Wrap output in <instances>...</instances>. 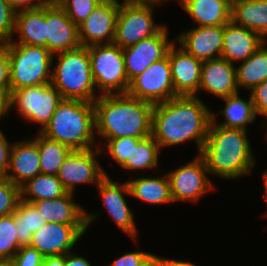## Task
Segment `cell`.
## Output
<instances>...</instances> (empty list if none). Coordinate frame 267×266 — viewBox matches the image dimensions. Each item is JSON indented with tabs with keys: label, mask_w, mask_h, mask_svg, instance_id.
Listing matches in <instances>:
<instances>
[{
	"label": "cell",
	"mask_w": 267,
	"mask_h": 266,
	"mask_svg": "<svg viewBox=\"0 0 267 266\" xmlns=\"http://www.w3.org/2000/svg\"><path fill=\"white\" fill-rule=\"evenodd\" d=\"M212 112L197 96H177L154 105L152 137L162 147L194 140L200 154Z\"/></svg>",
	"instance_id": "6da1fadb"
},
{
	"label": "cell",
	"mask_w": 267,
	"mask_h": 266,
	"mask_svg": "<svg viewBox=\"0 0 267 266\" xmlns=\"http://www.w3.org/2000/svg\"><path fill=\"white\" fill-rule=\"evenodd\" d=\"M95 128L104 139L145 138L152 133L154 104L128 93L100 94L93 102Z\"/></svg>",
	"instance_id": "7a4b0ae2"
},
{
	"label": "cell",
	"mask_w": 267,
	"mask_h": 266,
	"mask_svg": "<svg viewBox=\"0 0 267 266\" xmlns=\"http://www.w3.org/2000/svg\"><path fill=\"white\" fill-rule=\"evenodd\" d=\"M247 131L224 128L211 121L200 156L209 174L234 179L248 175L255 165Z\"/></svg>",
	"instance_id": "3957f363"
},
{
	"label": "cell",
	"mask_w": 267,
	"mask_h": 266,
	"mask_svg": "<svg viewBox=\"0 0 267 266\" xmlns=\"http://www.w3.org/2000/svg\"><path fill=\"white\" fill-rule=\"evenodd\" d=\"M94 131L93 103L77 99H63L49 123L43 130H40V133L68 146L71 150H87L96 143Z\"/></svg>",
	"instance_id": "277c9868"
},
{
	"label": "cell",
	"mask_w": 267,
	"mask_h": 266,
	"mask_svg": "<svg viewBox=\"0 0 267 266\" xmlns=\"http://www.w3.org/2000/svg\"><path fill=\"white\" fill-rule=\"evenodd\" d=\"M54 55L58 56V62L52 70L51 84L62 98L93 103L99 96L94 92L95 84L87 47L80 46Z\"/></svg>",
	"instance_id": "5b68a950"
},
{
	"label": "cell",
	"mask_w": 267,
	"mask_h": 266,
	"mask_svg": "<svg viewBox=\"0 0 267 266\" xmlns=\"http://www.w3.org/2000/svg\"><path fill=\"white\" fill-rule=\"evenodd\" d=\"M10 63V92L23 87L51 83L55 57L46 47L3 42Z\"/></svg>",
	"instance_id": "8992f818"
},
{
	"label": "cell",
	"mask_w": 267,
	"mask_h": 266,
	"mask_svg": "<svg viewBox=\"0 0 267 266\" xmlns=\"http://www.w3.org/2000/svg\"><path fill=\"white\" fill-rule=\"evenodd\" d=\"M95 87L102 95L127 93L129 81L123 49L114 43L87 46Z\"/></svg>",
	"instance_id": "52a82bcc"
},
{
	"label": "cell",
	"mask_w": 267,
	"mask_h": 266,
	"mask_svg": "<svg viewBox=\"0 0 267 266\" xmlns=\"http://www.w3.org/2000/svg\"><path fill=\"white\" fill-rule=\"evenodd\" d=\"M62 100L60 92L51 83L23 87L10 92V108L16 106L17 111L26 120L40 123L41 130L49 123Z\"/></svg>",
	"instance_id": "ba28073f"
},
{
	"label": "cell",
	"mask_w": 267,
	"mask_h": 266,
	"mask_svg": "<svg viewBox=\"0 0 267 266\" xmlns=\"http://www.w3.org/2000/svg\"><path fill=\"white\" fill-rule=\"evenodd\" d=\"M154 6L156 5L122 2L113 43L124 49L155 35L164 25L154 23Z\"/></svg>",
	"instance_id": "9c48e42d"
},
{
	"label": "cell",
	"mask_w": 267,
	"mask_h": 266,
	"mask_svg": "<svg viewBox=\"0 0 267 266\" xmlns=\"http://www.w3.org/2000/svg\"><path fill=\"white\" fill-rule=\"evenodd\" d=\"M127 93L154 105L176 97L168 55L135 77L130 82Z\"/></svg>",
	"instance_id": "30bf717a"
},
{
	"label": "cell",
	"mask_w": 267,
	"mask_h": 266,
	"mask_svg": "<svg viewBox=\"0 0 267 266\" xmlns=\"http://www.w3.org/2000/svg\"><path fill=\"white\" fill-rule=\"evenodd\" d=\"M103 149L72 150L57 174L67 192L74 193L76 184L99 182L108 175L96 160Z\"/></svg>",
	"instance_id": "8fae6325"
},
{
	"label": "cell",
	"mask_w": 267,
	"mask_h": 266,
	"mask_svg": "<svg viewBox=\"0 0 267 266\" xmlns=\"http://www.w3.org/2000/svg\"><path fill=\"white\" fill-rule=\"evenodd\" d=\"M207 173L209 171L200 155L180 168L168 172L173 202L188 200L196 202L204 193L210 191L213 183Z\"/></svg>",
	"instance_id": "7c38bea8"
},
{
	"label": "cell",
	"mask_w": 267,
	"mask_h": 266,
	"mask_svg": "<svg viewBox=\"0 0 267 266\" xmlns=\"http://www.w3.org/2000/svg\"><path fill=\"white\" fill-rule=\"evenodd\" d=\"M119 0H103L80 25L81 46L113 43L119 13Z\"/></svg>",
	"instance_id": "4fadbf2b"
},
{
	"label": "cell",
	"mask_w": 267,
	"mask_h": 266,
	"mask_svg": "<svg viewBox=\"0 0 267 266\" xmlns=\"http://www.w3.org/2000/svg\"><path fill=\"white\" fill-rule=\"evenodd\" d=\"M168 31L163 26L155 35L123 49L125 69L129 83L151 64L167 56L173 41H168Z\"/></svg>",
	"instance_id": "5bb4252c"
},
{
	"label": "cell",
	"mask_w": 267,
	"mask_h": 266,
	"mask_svg": "<svg viewBox=\"0 0 267 266\" xmlns=\"http://www.w3.org/2000/svg\"><path fill=\"white\" fill-rule=\"evenodd\" d=\"M87 225L46 223L33 233L29 246L34 247L44 257L65 255L80 240Z\"/></svg>",
	"instance_id": "9a60e30c"
},
{
	"label": "cell",
	"mask_w": 267,
	"mask_h": 266,
	"mask_svg": "<svg viewBox=\"0 0 267 266\" xmlns=\"http://www.w3.org/2000/svg\"><path fill=\"white\" fill-rule=\"evenodd\" d=\"M46 48L54 55L81 46L78 26L52 0L46 4Z\"/></svg>",
	"instance_id": "2e32d148"
},
{
	"label": "cell",
	"mask_w": 267,
	"mask_h": 266,
	"mask_svg": "<svg viewBox=\"0 0 267 266\" xmlns=\"http://www.w3.org/2000/svg\"><path fill=\"white\" fill-rule=\"evenodd\" d=\"M175 43L167 55L173 80L175 96H196L203 62L187 53L182 47L175 49ZM196 94V95H195Z\"/></svg>",
	"instance_id": "e0dca14e"
},
{
	"label": "cell",
	"mask_w": 267,
	"mask_h": 266,
	"mask_svg": "<svg viewBox=\"0 0 267 266\" xmlns=\"http://www.w3.org/2000/svg\"><path fill=\"white\" fill-rule=\"evenodd\" d=\"M103 204L105 205L111 218L115 221L117 226L125 233L130 235L134 240L137 235V229L134 221L133 212L129 209L123 194H129V187L127 181L125 183L113 182L108 175H106L97 184Z\"/></svg>",
	"instance_id": "ac0fdd59"
},
{
	"label": "cell",
	"mask_w": 267,
	"mask_h": 266,
	"mask_svg": "<svg viewBox=\"0 0 267 266\" xmlns=\"http://www.w3.org/2000/svg\"><path fill=\"white\" fill-rule=\"evenodd\" d=\"M180 47L196 59L203 61L221 57L224 41V25L198 26L181 33Z\"/></svg>",
	"instance_id": "d6986e66"
},
{
	"label": "cell",
	"mask_w": 267,
	"mask_h": 266,
	"mask_svg": "<svg viewBox=\"0 0 267 266\" xmlns=\"http://www.w3.org/2000/svg\"><path fill=\"white\" fill-rule=\"evenodd\" d=\"M73 197L74 193L67 192L62 197L52 200H38L31 202V204L47 223L87 225L88 228L97 214H87L80 205L73 201Z\"/></svg>",
	"instance_id": "ffe728a7"
},
{
	"label": "cell",
	"mask_w": 267,
	"mask_h": 266,
	"mask_svg": "<svg viewBox=\"0 0 267 266\" xmlns=\"http://www.w3.org/2000/svg\"><path fill=\"white\" fill-rule=\"evenodd\" d=\"M225 98L239 93L236 67L222 57L203 61L199 89Z\"/></svg>",
	"instance_id": "44dd1931"
},
{
	"label": "cell",
	"mask_w": 267,
	"mask_h": 266,
	"mask_svg": "<svg viewBox=\"0 0 267 266\" xmlns=\"http://www.w3.org/2000/svg\"><path fill=\"white\" fill-rule=\"evenodd\" d=\"M267 40L258 33L235 24L232 20L224 25V41L221 57L234 64L248 59Z\"/></svg>",
	"instance_id": "7402d4cb"
},
{
	"label": "cell",
	"mask_w": 267,
	"mask_h": 266,
	"mask_svg": "<svg viewBox=\"0 0 267 266\" xmlns=\"http://www.w3.org/2000/svg\"><path fill=\"white\" fill-rule=\"evenodd\" d=\"M8 171L4 177L19 187L41 173L37 138L13 143Z\"/></svg>",
	"instance_id": "603a6c76"
},
{
	"label": "cell",
	"mask_w": 267,
	"mask_h": 266,
	"mask_svg": "<svg viewBox=\"0 0 267 266\" xmlns=\"http://www.w3.org/2000/svg\"><path fill=\"white\" fill-rule=\"evenodd\" d=\"M179 3L199 26L225 25L231 21L228 0H180Z\"/></svg>",
	"instance_id": "cb8c5ba5"
},
{
	"label": "cell",
	"mask_w": 267,
	"mask_h": 266,
	"mask_svg": "<svg viewBox=\"0 0 267 266\" xmlns=\"http://www.w3.org/2000/svg\"><path fill=\"white\" fill-rule=\"evenodd\" d=\"M46 4L29 10L16 12L14 32L19 33L15 44L46 47ZM14 41V42H13Z\"/></svg>",
	"instance_id": "d4e9b609"
},
{
	"label": "cell",
	"mask_w": 267,
	"mask_h": 266,
	"mask_svg": "<svg viewBox=\"0 0 267 266\" xmlns=\"http://www.w3.org/2000/svg\"><path fill=\"white\" fill-rule=\"evenodd\" d=\"M231 20L267 37V0H237L232 3Z\"/></svg>",
	"instance_id": "484cf974"
},
{
	"label": "cell",
	"mask_w": 267,
	"mask_h": 266,
	"mask_svg": "<svg viewBox=\"0 0 267 266\" xmlns=\"http://www.w3.org/2000/svg\"><path fill=\"white\" fill-rule=\"evenodd\" d=\"M239 96V93H237L222 98L226 102L224 110L212 113V121L215 125H219L224 128L243 129L247 131V123L253 122L257 115L251 95L248 101H245ZM220 113L224 116L225 121L218 124L216 123V115Z\"/></svg>",
	"instance_id": "4316f807"
},
{
	"label": "cell",
	"mask_w": 267,
	"mask_h": 266,
	"mask_svg": "<svg viewBox=\"0 0 267 266\" xmlns=\"http://www.w3.org/2000/svg\"><path fill=\"white\" fill-rule=\"evenodd\" d=\"M130 195L151 204L173 203L170 182L164 177H138L127 182Z\"/></svg>",
	"instance_id": "83f0119b"
},
{
	"label": "cell",
	"mask_w": 267,
	"mask_h": 266,
	"mask_svg": "<svg viewBox=\"0 0 267 266\" xmlns=\"http://www.w3.org/2000/svg\"><path fill=\"white\" fill-rule=\"evenodd\" d=\"M66 193L57 175L40 173L20 186L21 200L28 203L56 199Z\"/></svg>",
	"instance_id": "f1b7e54d"
},
{
	"label": "cell",
	"mask_w": 267,
	"mask_h": 266,
	"mask_svg": "<svg viewBox=\"0 0 267 266\" xmlns=\"http://www.w3.org/2000/svg\"><path fill=\"white\" fill-rule=\"evenodd\" d=\"M266 41L239 67L236 68V82L239 87L248 88L250 91L267 80V46Z\"/></svg>",
	"instance_id": "f546056e"
},
{
	"label": "cell",
	"mask_w": 267,
	"mask_h": 266,
	"mask_svg": "<svg viewBox=\"0 0 267 266\" xmlns=\"http://www.w3.org/2000/svg\"><path fill=\"white\" fill-rule=\"evenodd\" d=\"M37 145L42 174L57 175L65 158L72 151L68 146L52 140L38 132Z\"/></svg>",
	"instance_id": "4dcf8cb0"
},
{
	"label": "cell",
	"mask_w": 267,
	"mask_h": 266,
	"mask_svg": "<svg viewBox=\"0 0 267 266\" xmlns=\"http://www.w3.org/2000/svg\"><path fill=\"white\" fill-rule=\"evenodd\" d=\"M14 223L20 246H28L34 232L47 222L40 217L36 208L28 202L20 200L14 212Z\"/></svg>",
	"instance_id": "1f68e13d"
},
{
	"label": "cell",
	"mask_w": 267,
	"mask_h": 266,
	"mask_svg": "<svg viewBox=\"0 0 267 266\" xmlns=\"http://www.w3.org/2000/svg\"><path fill=\"white\" fill-rule=\"evenodd\" d=\"M160 146L152 135L142 138L138 143H132L130 160H126L121 167L127 170L153 169L158 165Z\"/></svg>",
	"instance_id": "d6a6232c"
},
{
	"label": "cell",
	"mask_w": 267,
	"mask_h": 266,
	"mask_svg": "<svg viewBox=\"0 0 267 266\" xmlns=\"http://www.w3.org/2000/svg\"><path fill=\"white\" fill-rule=\"evenodd\" d=\"M14 213L0 217V259H12L20 249Z\"/></svg>",
	"instance_id": "836d02e7"
},
{
	"label": "cell",
	"mask_w": 267,
	"mask_h": 266,
	"mask_svg": "<svg viewBox=\"0 0 267 266\" xmlns=\"http://www.w3.org/2000/svg\"><path fill=\"white\" fill-rule=\"evenodd\" d=\"M78 26L103 0H54Z\"/></svg>",
	"instance_id": "e575fe53"
},
{
	"label": "cell",
	"mask_w": 267,
	"mask_h": 266,
	"mask_svg": "<svg viewBox=\"0 0 267 266\" xmlns=\"http://www.w3.org/2000/svg\"><path fill=\"white\" fill-rule=\"evenodd\" d=\"M20 200V187L0 176V217L14 213Z\"/></svg>",
	"instance_id": "d590c367"
},
{
	"label": "cell",
	"mask_w": 267,
	"mask_h": 266,
	"mask_svg": "<svg viewBox=\"0 0 267 266\" xmlns=\"http://www.w3.org/2000/svg\"><path fill=\"white\" fill-rule=\"evenodd\" d=\"M142 138L123 137L116 139H107L105 147H107L111 157L122 165L126 160H130L132 152V143H138Z\"/></svg>",
	"instance_id": "8d00e7d4"
},
{
	"label": "cell",
	"mask_w": 267,
	"mask_h": 266,
	"mask_svg": "<svg viewBox=\"0 0 267 266\" xmlns=\"http://www.w3.org/2000/svg\"><path fill=\"white\" fill-rule=\"evenodd\" d=\"M16 11L8 0H0V43L10 41L15 29Z\"/></svg>",
	"instance_id": "74e56055"
},
{
	"label": "cell",
	"mask_w": 267,
	"mask_h": 266,
	"mask_svg": "<svg viewBox=\"0 0 267 266\" xmlns=\"http://www.w3.org/2000/svg\"><path fill=\"white\" fill-rule=\"evenodd\" d=\"M154 257L155 255L148 252L134 251L122 254L109 266H149L154 261Z\"/></svg>",
	"instance_id": "f35d334b"
},
{
	"label": "cell",
	"mask_w": 267,
	"mask_h": 266,
	"mask_svg": "<svg viewBox=\"0 0 267 266\" xmlns=\"http://www.w3.org/2000/svg\"><path fill=\"white\" fill-rule=\"evenodd\" d=\"M15 266H42L44 256L31 246H21L12 257Z\"/></svg>",
	"instance_id": "ab89813d"
},
{
	"label": "cell",
	"mask_w": 267,
	"mask_h": 266,
	"mask_svg": "<svg viewBox=\"0 0 267 266\" xmlns=\"http://www.w3.org/2000/svg\"><path fill=\"white\" fill-rule=\"evenodd\" d=\"M250 93L256 115L267 118V80L255 86Z\"/></svg>",
	"instance_id": "60d3db41"
},
{
	"label": "cell",
	"mask_w": 267,
	"mask_h": 266,
	"mask_svg": "<svg viewBox=\"0 0 267 266\" xmlns=\"http://www.w3.org/2000/svg\"><path fill=\"white\" fill-rule=\"evenodd\" d=\"M0 91H10V63L4 43H0Z\"/></svg>",
	"instance_id": "b9f144b4"
},
{
	"label": "cell",
	"mask_w": 267,
	"mask_h": 266,
	"mask_svg": "<svg viewBox=\"0 0 267 266\" xmlns=\"http://www.w3.org/2000/svg\"><path fill=\"white\" fill-rule=\"evenodd\" d=\"M12 145L8 143L5 135L0 131V176L4 177L8 172Z\"/></svg>",
	"instance_id": "7bdbcfd3"
},
{
	"label": "cell",
	"mask_w": 267,
	"mask_h": 266,
	"mask_svg": "<svg viewBox=\"0 0 267 266\" xmlns=\"http://www.w3.org/2000/svg\"><path fill=\"white\" fill-rule=\"evenodd\" d=\"M10 6L16 11L29 10L41 7L45 4H48L52 0H39L34 2V0H8Z\"/></svg>",
	"instance_id": "ee69618b"
},
{
	"label": "cell",
	"mask_w": 267,
	"mask_h": 266,
	"mask_svg": "<svg viewBox=\"0 0 267 266\" xmlns=\"http://www.w3.org/2000/svg\"><path fill=\"white\" fill-rule=\"evenodd\" d=\"M63 266H91V264L86 258L68 252L63 255Z\"/></svg>",
	"instance_id": "f6af8a7d"
},
{
	"label": "cell",
	"mask_w": 267,
	"mask_h": 266,
	"mask_svg": "<svg viewBox=\"0 0 267 266\" xmlns=\"http://www.w3.org/2000/svg\"><path fill=\"white\" fill-rule=\"evenodd\" d=\"M154 261L156 263L157 266H196L194 263H190V262H184V261H177V260H173V259H166L163 257H159L157 255H155L154 257Z\"/></svg>",
	"instance_id": "bcb514c9"
},
{
	"label": "cell",
	"mask_w": 267,
	"mask_h": 266,
	"mask_svg": "<svg viewBox=\"0 0 267 266\" xmlns=\"http://www.w3.org/2000/svg\"><path fill=\"white\" fill-rule=\"evenodd\" d=\"M10 109V91H0V119Z\"/></svg>",
	"instance_id": "7dc6e473"
},
{
	"label": "cell",
	"mask_w": 267,
	"mask_h": 266,
	"mask_svg": "<svg viewBox=\"0 0 267 266\" xmlns=\"http://www.w3.org/2000/svg\"><path fill=\"white\" fill-rule=\"evenodd\" d=\"M42 266H63V255L45 256Z\"/></svg>",
	"instance_id": "c3c4849f"
},
{
	"label": "cell",
	"mask_w": 267,
	"mask_h": 266,
	"mask_svg": "<svg viewBox=\"0 0 267 266\" xmlns=\"http://www.w3.org/2000/svg\"><path fill=\"white\" fill-rule=\"evenodd\" d=\"M123 2L131 3V4H153L158 5L163 2L162 0H123Z\"/></svg>",
	"instance_id": "681fc988"
},
{
	"label": "cell",
	"mask_w": 267,
	"mask_h": 266,
	"mask_svg": "<svg viewBox=\"0 0 267 266\" xmlns=\"http://www.w3.org/2000/svg\"><path fill=\"white\" fill-rule=\"evenodd\" d=\"M0 266H15L12 259H0Z\"/></svg>",
	"instance_id": "f907efd6"
},
{
	"label": "cell",
	"mask_w": 267,
	"mask_h": 266,
	"mask_svg": "<svg viewBox=\"0 0 267 266\" xmlns=\"http://www.w3.org/2000/svg\"><path fill=\"white\" fill-rule=\"evenodd\" d=\"M264 198L267 200V175H264Z\"/></svg>",
	"instance_id": "816d5d0a"
},
{
	"label": "cell",
	"mask_w": 267,
	"mask_h": 266,
	"mask_svg": "<svg viewBox=\"0 0 267 266\" xmlns=\"http://www.w3.org/2000/svg\"><path fill=\"white\" fill-rule=\"evenodd\" d=\"M149 266H157L155 261H153Z\"/></svg>",
	"instance_id": "f5cc1de1"
},
{
	"label": "cell",
	"mask_w": 267,
	"mask_h": 266,
	"mask_svg": "<svg viewBox=\"0 0 267 266\" xmlns=\"http://www.w3.org/2000/svg\"><path fill=\"white\" fill-rule=\"evenodd\" d=\"M267 135V134H266ZM266 139H267V136H266ZM263 175H267V170L264 171V174Z\"/></svg>",
	"instance_id": "db71d44e"
},
{
	"label": "cell",
	"mask_w": 267,
	"mask_h": 266,
	"mask_svg": "<svg viewBox=\"0 0 267 266\" xmlns=\"http://www.w3.org/2000/svg\"><path fill=\"white\" fill-rule=\"evenodd\" d=\"M231 4L234 2V1H237V0H228Z\"/></svg>",
	"instance_id": "11a10c76"
}]
</instances>
